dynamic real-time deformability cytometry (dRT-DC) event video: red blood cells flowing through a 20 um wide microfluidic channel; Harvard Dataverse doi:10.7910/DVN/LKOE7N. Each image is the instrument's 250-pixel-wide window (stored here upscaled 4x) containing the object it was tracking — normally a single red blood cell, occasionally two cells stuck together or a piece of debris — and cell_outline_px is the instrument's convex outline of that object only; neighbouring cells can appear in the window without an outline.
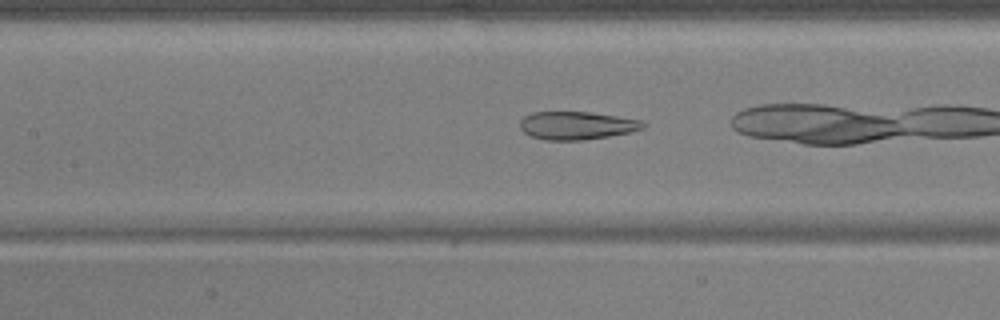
{"species": "common noctule bat (a hibernating species)", "species_latin": "Nyctalus noctula", "temperature_condition": "warm", "stored_images_in_passage": 35, "camera_frame_rate_fps": 3000, "um_per_image_px": 0.085, "animal": {"sex": "male", "body_mass_g": 17.9, "forearm_length_mm": 54.2}, "frame": {"image": 1, "passage_image": 18, "time_ms": 5.667, "image_size_px": [1000, 320], "cell_outline_px": [[648, 124], [644, 128], [632, 132], [584, 140], [544, 140], [528, 136], [520, 128], [520, 120], [524, 116], [532, 112], [588, 112], [644, 120]], "centroid_in_image_um": [49.04, 10.67], "position_along_channel_um": 158.4, "area_um2": 20.35}}